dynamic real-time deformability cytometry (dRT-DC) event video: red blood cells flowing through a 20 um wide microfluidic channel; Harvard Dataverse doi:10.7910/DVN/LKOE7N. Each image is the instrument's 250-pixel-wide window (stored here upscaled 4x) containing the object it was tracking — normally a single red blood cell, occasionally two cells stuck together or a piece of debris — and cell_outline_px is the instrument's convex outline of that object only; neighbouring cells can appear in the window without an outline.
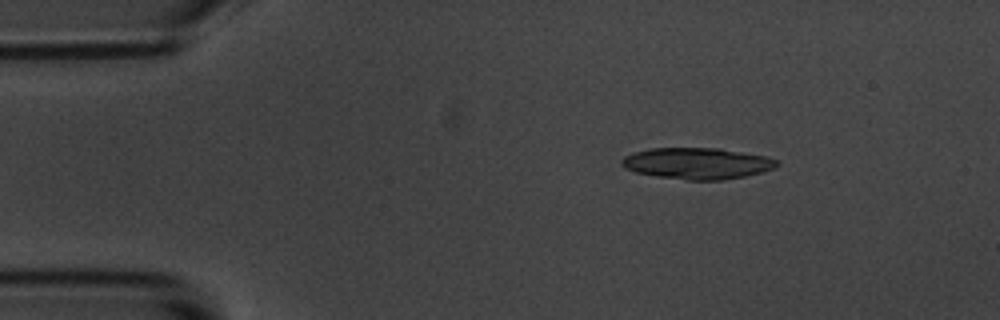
{"species": "common noctule bat (a hibernating species)", "species_latin": "Nyctalus noctula", "temperature_condition": "room temperature", "stored_images_in_passage": 6, "segment_of_instrument_passage": [1, 2], "camera_frame_rate_fps": 3000, "um_per_image_px": 0.085, "animal": {"sex": "male", "body_mass_g": 20.1, "forearm_length_mm": 53.5}, "frame": {"image": 1, "passage_image": 3, "time_ms": 2.333, "image_size_px": [1000, 320], "cell_outline_px": [[780, 164], [764, 172], [744, 176], [720, 180], [688, 180], [656, 176], [636, 172], [624, 168], [620, 164], [620, 160], [624, 156], [632, 152], [648, 148], [720, 148], [768, 156], [776, 160]], "centroid_in_image_um": [59.24, 13.88], "position_along_channel_um": 25.8, "area_um2": 28.55}}